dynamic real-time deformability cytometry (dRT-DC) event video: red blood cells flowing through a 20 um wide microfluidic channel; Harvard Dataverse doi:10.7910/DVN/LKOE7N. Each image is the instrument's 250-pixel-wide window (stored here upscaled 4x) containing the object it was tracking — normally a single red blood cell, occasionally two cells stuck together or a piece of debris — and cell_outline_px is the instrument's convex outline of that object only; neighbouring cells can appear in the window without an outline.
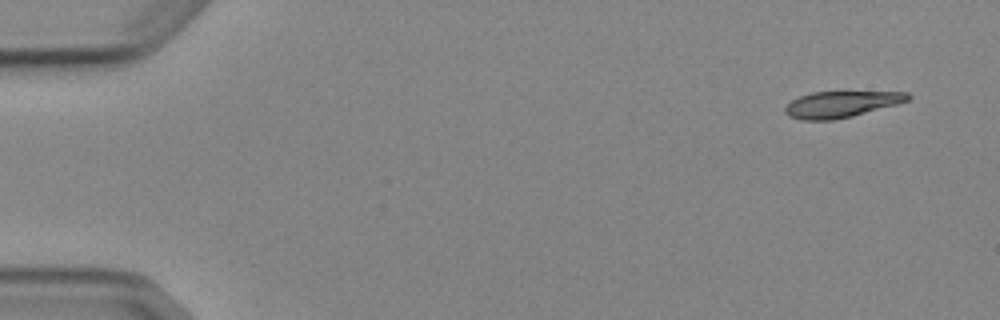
{"species": "Egyptian fruit bat (a non-hibernating species)", "species_latin": "Rousettus aegyptiacus", "temperature_condition": "cold", "stored_images_in_passage": 7, "camera_frame_rate_fps": 3000, "um_per_image_px": 0.085, "animal": {"sex": "female"}, "frame": {"image": 1, "passage_image": 1, "time_ms": 0.0, "image_size_px": [1000, 320], "cell_outline_px": [[912, 96], [908, 100], [896, 104], [852, 116], [832, 120], [804, 120], [788, 116], [784, 112], [784, 108], [792, 100], [800, 96], [812, 92], [908, 92]], "centroid_in_image_um": [71.47, 8.86], "position_along_channel_um": 13.5, "area_um2": 18.55}}
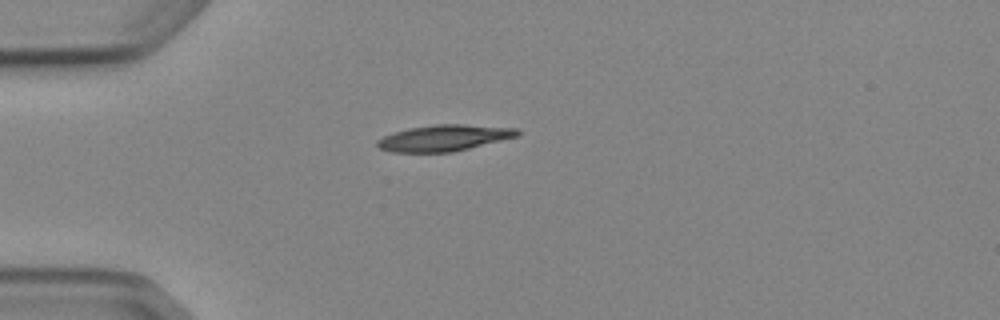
{"frame": {"image": 2, "passage_image": 4, "time_ms": 3.667, "image_size_px": [1000, 320], "cell_outline_px": [[520, 136], [452, 152], [392, 152], [380, 148], [376, 144], [376, 140], [384, 136], [408, 128], [436, 124], [464, 124], [516, 128], [520, 132]], "centroid_in_image_um": [37.77, 11.72], "position_along_channel_um": 47.2, "area_um2": 21.33}}
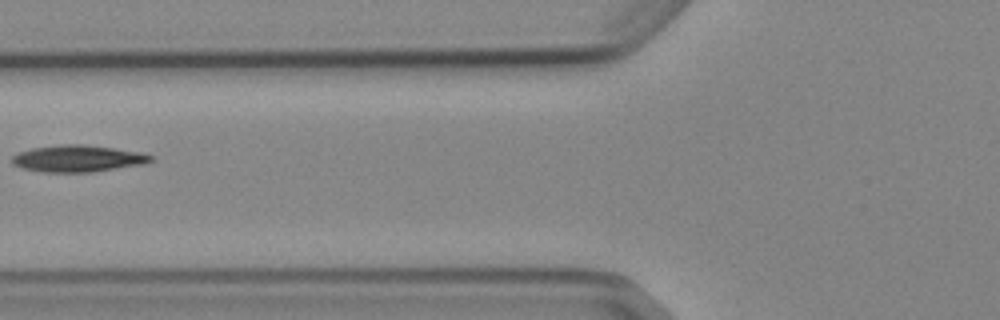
{"frame": {"image": 3, "passage_image": 6, "time_ms": 6.0, "image_size_px": [1000, 320], "cell_outline_px": [[156, 160], [148, 164], [92, 172], [40, 172], [20, 168], [12, 164], [12, 156], [20, 152], [32, 148], [64, 144], [84, 144], [144, 152], [152, 156]], "centroid_in_image_um": [6.68, 13.48], "position_along_channel_um": 119.1, "area_um2": 22.02}}